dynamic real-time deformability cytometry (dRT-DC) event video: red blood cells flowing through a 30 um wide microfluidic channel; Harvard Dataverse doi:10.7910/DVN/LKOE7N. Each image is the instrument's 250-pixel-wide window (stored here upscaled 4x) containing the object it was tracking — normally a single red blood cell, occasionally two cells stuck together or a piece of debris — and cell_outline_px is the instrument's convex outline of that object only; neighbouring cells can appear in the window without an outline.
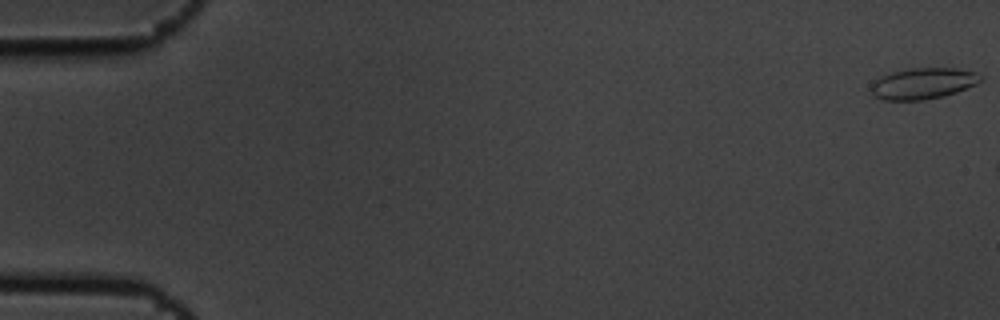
{"species": "common noctule bat (a hibernating species)", "species_latin": "Nyctalus noctula", "temperature_condition": "cold", "stored_images_in_passage": 3, "camera_frame_rate_fps": 3000, "um_per_image_px": 0.085, "animal": {"sex": "male", "body_mass_g": 19.5, "forearm_length_mm": 54.6}, "frame": {"image": 1, "passage_image": 1, "time_ms": 0.0, "image_size_px": [1000, 320], "cell_outline_px": [[984, 80], [976, 84], [956, 92], [944, 96], [924, 100], [884, 100], [872, 96], [872, 84], [880, 76], [892, 72], [908, 68], [956, 68], [976, 72], [984, 76]], "centroid_in_image_um": [78.49, 7.09], "position_along_channel_um": 6.5, "area_um2": 20.06}}